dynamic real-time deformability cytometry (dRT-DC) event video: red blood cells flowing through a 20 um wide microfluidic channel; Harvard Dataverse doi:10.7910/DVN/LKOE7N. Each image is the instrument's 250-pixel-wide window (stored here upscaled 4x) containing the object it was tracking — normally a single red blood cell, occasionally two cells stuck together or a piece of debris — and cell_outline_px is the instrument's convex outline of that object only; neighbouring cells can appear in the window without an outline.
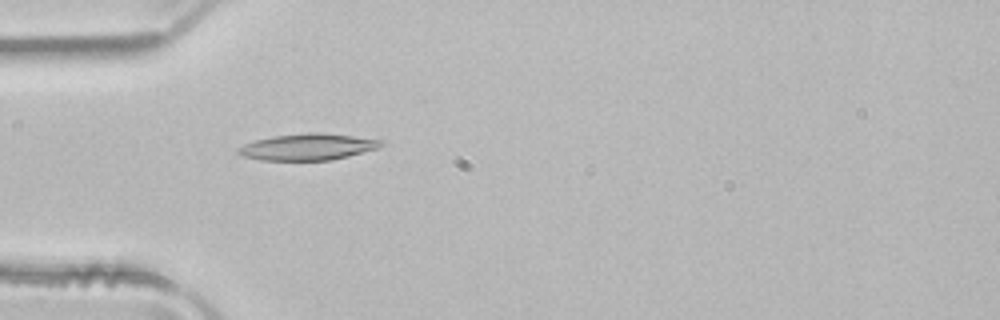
{"species": "common noctule bat (a hibernating species)", "species_latin": "Nyctalus noctula", "temperature_condition": "room temperature", "stored_images_in_passage": 47, "camera_frame_rate_fps": 3000, "um_per_image_px": 0.085, "animal": {"sex": "male", "body_mass_g": 21.5, "forearm_length_mm": 52.0}, "frame": {"image": 1, "passage_image": 12, "time_ms": 3.667, "image_size_px": [1000, 320], "cell_outline_px": [[380, 148], [332, 160], [260, 160], [244, 156], [236, 152], [236, 148], [244, 144], [256, 140], [272, 136], [308, 132], [316, 132], [352, 136], [380, 140]], "centroid_in_image_um": [26.11, 12.49], "position_along_channel_um": 58.9, "area_um2": 21.85}}
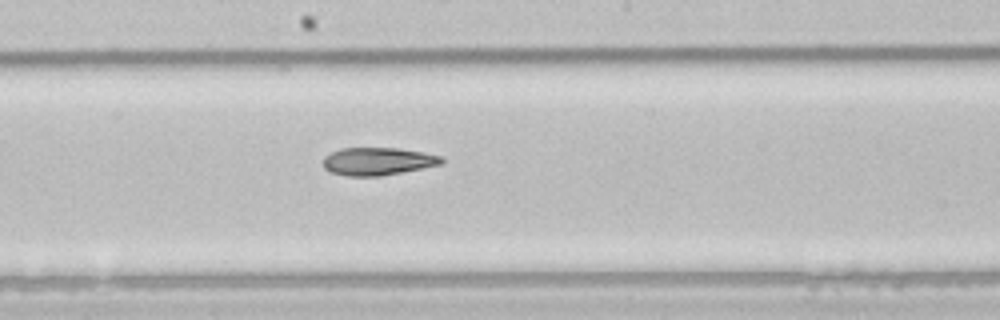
{"frame": {"image": 2, "passage_image": 24, "time_ms": 7.667, "image_size_px": [1000, 320], "cell_outline_px": [[444, 160], [440, 164], [380, 176], [344, 176], [332, 172], [324, 168], [324, 156], [340, 148], [400, 148], [424, 152], [440, 156]], "centroid_in_image_um": [32.08, 13.7], "position_along_channel_um": 216.1, "area_um2": 18.96}}
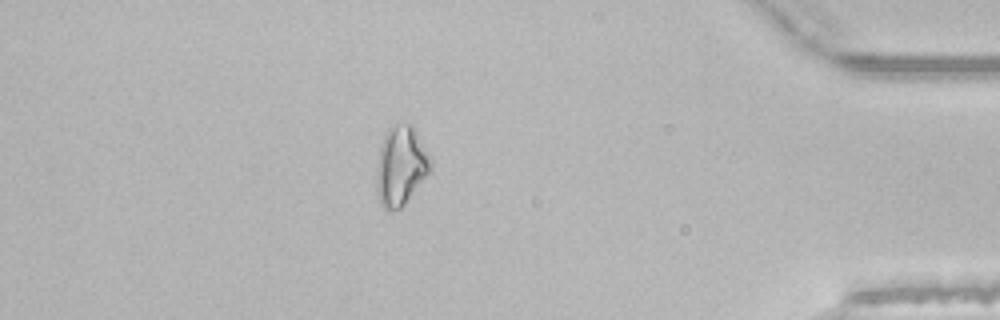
{"frame": {"image": 3, "passage_image": 41, "time_ms": 13.333, "image_size_px": [1000, 320], "cell_outline_px": [[432, 168], [404, 204], [400, 208], [392, 212], [388, 212], [380, 204], [376, 192], [376, 168], [380, 144], [388, 128], [396, 120], [412, 124], [432, 156]], "centroid_in_image_um": [34.06, 14.04], "position_along_channel_um": 401.1, "area_um2": 25.72}}